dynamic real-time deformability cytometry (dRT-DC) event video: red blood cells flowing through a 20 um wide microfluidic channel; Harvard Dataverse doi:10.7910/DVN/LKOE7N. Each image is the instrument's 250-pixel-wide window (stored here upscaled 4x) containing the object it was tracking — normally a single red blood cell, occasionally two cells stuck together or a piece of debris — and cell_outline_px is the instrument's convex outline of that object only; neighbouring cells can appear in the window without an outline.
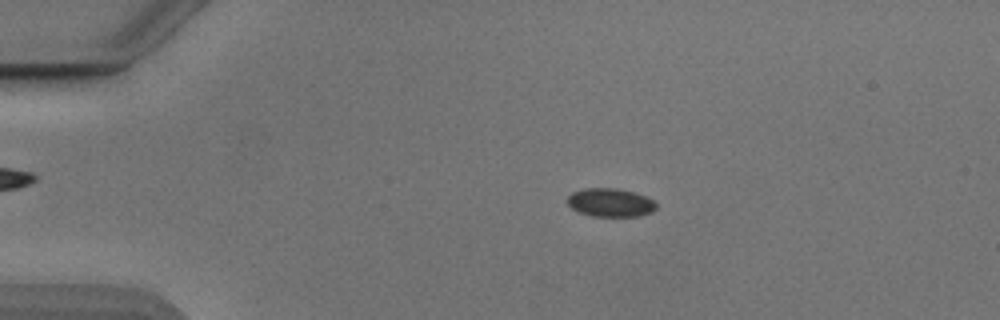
{"species": "Egyptian fruit bat (a non-hibernating species)", "species_latin": "Rousettus aegyptiacus", "temperature_condition": "cold", "stored_images_in_passage": 53, "camera_frame_rate_fps": 3000, "um_per_image_px": 0.085, "animal": {"sex": "male"}, "frame": {"image": 1, "passage_image": 11, "time_ms": 3.333, "image_size_px": [1000, 320], "cell_outline_px": [[656, 208], [652, 212], [636, 216], [592, 216], [580, 212], [572, 208], [564, 200], [572, 192], [584, 188], [616, 188], [632, 192], [644, 196], [652, 200], [656, 204]], "centroid_in_image_um": [51.83, 17.21], "position_along_channel_um": 33.2, "area_um2": 14.62}}
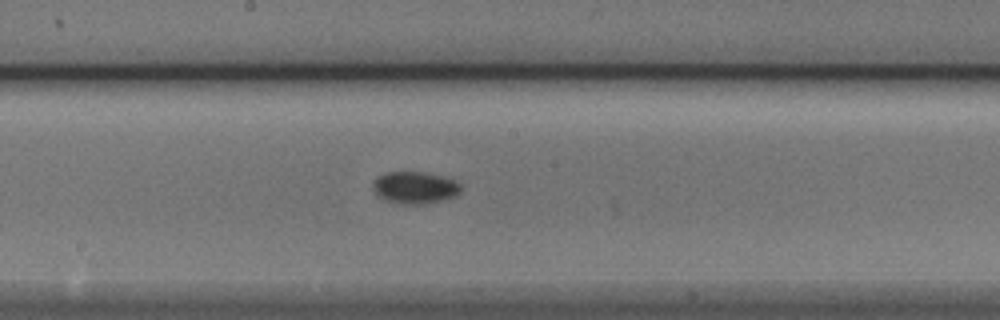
{"frame": {"image": 2, "passage_image": 29, "time_ms": 9.333, "image_size_px": [1000, 320], "cell_outline_px": [[460, 192], [456, 196], [444, 200], [424, 204], [396, 204], [384, 200], [376, 196], [372, 188], [376, 180], [384, 172], [424, 172], [444, 176], [456, 180], [460, 184]], "centroid_in_image_um": [35.27, 15.96], "position_along_channel_um": 212.9, "area_um2": 16.7}}
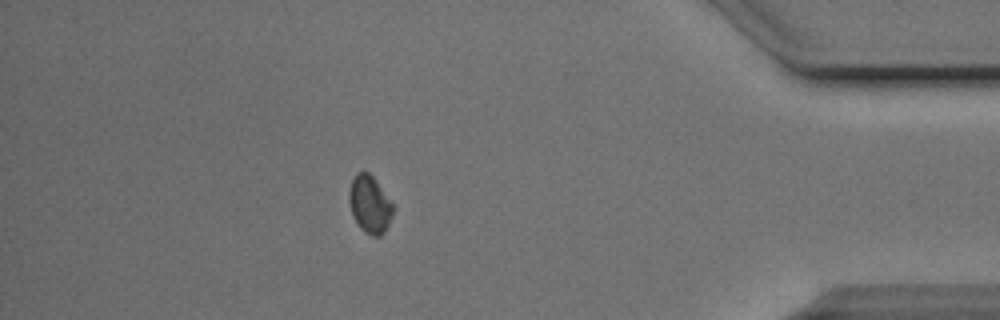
{"frame": {"image": 3, "passage_image": 47, "time_ms": 15.333, "image_size_px": [1000, 320], "cell_outline_px": [[392, 212], [388, 224], [384, 232], [380, 236], [372, 236], [364, 232], [360, 228], [352, 212], [348, 200], [348, 196], [352, 180], [356, 172], [368, 172], [372, 176], [392, 204]], "centroid_in_image_um": [31.4, 17.38], "position_along_channel_um": 403.8, "area_um2": 14.22}, "authors_computed_cell_mechanics": {"area_um2": 14.9124, "velocity_mm_per_s": 3.8649, "shape_relaxation_time_tau1_ms": 1.5743, "shape_relaxation_time_tau2_ms": null, "deformation_change_tau1": 0.0477, "deformation_change_tau2": null}}